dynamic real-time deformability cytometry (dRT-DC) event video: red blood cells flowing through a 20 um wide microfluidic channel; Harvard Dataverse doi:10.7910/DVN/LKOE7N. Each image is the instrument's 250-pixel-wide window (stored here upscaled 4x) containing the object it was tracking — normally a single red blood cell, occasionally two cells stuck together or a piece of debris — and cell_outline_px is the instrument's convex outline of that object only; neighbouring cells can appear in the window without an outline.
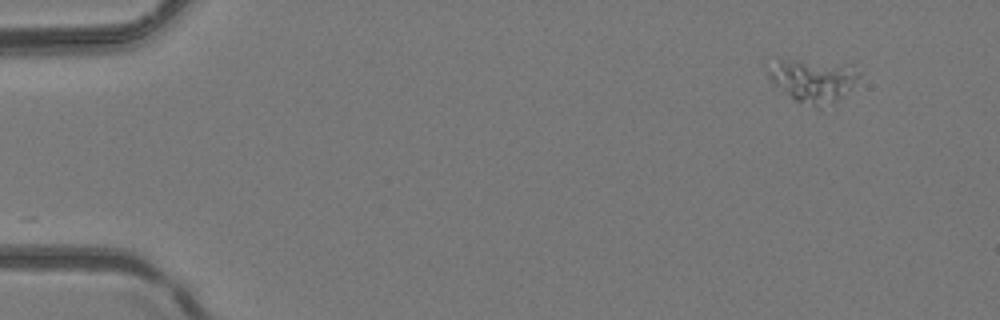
{"species": "common noctule bat (a hibernating species)", "species_latin": "Nyctalus noctula", "temperature_condition": "room temperature", "stored_images_in_passage": 4, "camera_frame_rate_fps": 3000, "um_per_image_px": 0.085, "animal": {"sex": "female", "body_mass_g": 24.6, "forearm_length_mm": 56.2}, "frame": {"image": 1, "passage_image": 4, "time_ms": 1.0, "image_size_px": [1000, 320], "cell_outline_px": [[860, 76], [832, 104], [820, 108], [816, 108], [796, 100], [772, 84], [764, 68], [764, 64], [780, 60], [800, 60], [852, 64], [860, 72]], "centroid_in_image_um": [69.03, 6.81], "position_along_channel_um": 16.0, "area_um2": 22.83}}